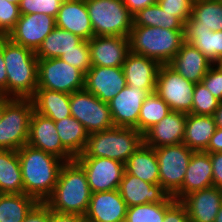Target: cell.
Masks as SVG:
<instances>
[{
  "instance_id": "cell-1",
  "label": "cell",
  "mask_w": 222,
  "mask_h": 222,
  "mask_svg": "<svg viewBox=\"0 0 222 222\" xmlns=\"http://www.w3.org/2000/svg\"><path fill=\"white\" fill-rule=\"evenodd\" d=\"M17 153L24 193L34 197L38 202H45L54 190L65 161L29 144L23 145Z\"/></svg>"
},
{
  "instance_id": "cell-2",
  "label": "cell",
  "mask_w": 222,
  "mask_h": 222,
  "mask_svg": "<svg viewBox=\"0 0 222 222\" xmlns=\"http://www.w3.org/2000/svg\"><path fill=\"white\" fill-rule=\"evenodd\" d=\"M91 194L84 169L72 160L62 165L54 190L45 203L50 210L84 217Z\"/></svg>"
},
{
  "instance_id": "cell-3",
  "label": "cell",
  "mask_w": 222,
  "mask_h": 222,
  "mask_svg": "<svg viewBox=\"0 0 222 222\" xmlns=\"http://www.w3.org/2000/svg\"><path fill=\"white\" fill-rule=\"evenodd\" d=\"M7 97L32 98L38 85V58L34 51L3 37Z\"/></svg>"
},
{
  "instance_id": "cell-4",
  "label": "cell",
  "mask_w": 222,
  "mask_h": 222,
  "mask_svg": "<svg viewBox=\"0 0 222 222\" xmlns=\"http://www.w3.org/2000/svg\"><path fill=\"white\" fill-rule=\"evenodd\" d=\"M143 143V134L132 127H119L89 134L83 152L78 157H102L123 164Z\"/></svg>"
},
{
  "instance_id": "cell-5",
  "label": "cell",
  "mask_w": 222,
  "mask_h": 222,
  "mask_svg": "<svg viewBox=\"0 0 222 222\" xmlns=\"http://www.w3.org/2000/svg\"><path fill=\"white\" fill-rule=\"evenodd\" d=\"M130 51L168 64L185 42L184 30L133 26L129 36Z\"/></svg>"
},
{
  "instance_id": "cell-6",
  "label": "cell",
  "mask_w": 222,
  "mask_h": 222,
  "mask_svg": "<svg viewBox=\"0 0 222 222\" xmlns=\"http://www.w3.org/2000/svg\"><path fill=\"white\" fill-rule=\"evenodd\" d=\"M94 36L129 37L133 15L123 0H85Z\"/></svg>"
},
{
  "instance_id": "cell-7",
  "label": "cell",
  "mask_w": 222,
  "mask_h": 222,
  "mask_svg": "<svg viewBox=\"0 0 222 222\" xmlns=\"http://www.w3.org/2000/svg\"><path fill=\"white\" fill-rule=\"evenodd\" d=\"M33 111L31 98L4 96V110L0 121V149L18 151L27 144Z\"/></svg>"
},
{
  "instance_id": "cell-8",
  "label": "cell",
  "mask_w": 222,
  "mask_h": 222,
  "mask_svg": "<svg viewBox=\"0 0 222 222\" xmlns=\"http://www.w3.org/2000/svg\"><path fill=\"white\" fill-rule=\"evenodd\" d=\"M193 152L183 143L155 148L159 184L169 196L181 188Z\"/></svg>"
},
{
  "instance_id": "cell-9",
  "label": "cell",
  "mask_w": 222,
  "mask_h": 222,
  "mask_svg": "<svg viewBox=\"0 0 222 222\" xmlns=\"http://www.w3.org/2000/svg\"><path fill=\"white\" fill-rule=\"evenodd\" d=\"M85 75L59 58L38 59L37 89L71 94L84 89Z\"/></svg>"
},
{
  "instance_id": "cell-10",
  "label": "cell",
  "mask_w": 222,
  "mask_h": 222,
  "mask_svg": "<svg viewBox=\"0 0 222 222\" xmlns=\"http://www.w3.org/2000/svg\"><path fill=\"white\" fill-rule=\"evenodd\" d=\"M71 116L91 134L114 127L109 104L85 89L70 94Z\"/></svg>"
},
{
  "instance_id": "cell-11",
  "label": "cell",
  "mask_w": 222,
  "mask_h": 222,
  "mask_svg": "<svg viewBox=\"0 0 222 222\" xmlns=\"http://www.w3.org/2000/svg\"><path fill=\"white\" fill-rule=\"evenodd\" d=\"M195 84L186 80L168 64H161L155 93L162 98L171 111L190 114Z\"/></svg>"
},
{
  "instance_id": "cell-12",
  "label": "cell",
  "mask_w": 222,
  "mask_h": 222,
  "mask_svg": "<svg viewBox=\"0 0 222 222\" xmlns=\"http://www.w3.org/2000/svg\"><path fill=\"white\" fill-rule=\"evenodd\" d=\"M74 160L84 169L91 193L118 189L125 164L102 157H76Z\"/></svg>"
},
{
  "instance_id": "cell-13",
  "label": "cell",
  "mask_w": 222,
  "mask_h": 222,
  "mask_svg": "<svg viewBox=\"0 0 222 222\" xmlns=\"http://www.w3.org/2000/svg\"><path fill=\"white\" fill-rule=\"evenodd\" d=\"M55 27L56 21L53 16L45 13L21 14L7 38L36 52L46 36Z\"/></svg>"
},
{
  "instance_id": "cell-14",
  "label": "cell",
  "mask_w": 222,
  "mask_h": 222,
  "mask_svg": "<svg viewBox=\"0 0 222 222\" xmlns=\"http://www.w3.org/2000/svg\"><path fill=\"white\" fill-rule=\"evenodd\" d=\"M27 144L54 155L65 162L75 158L62 146L55 122L35 111L32 112L29 124Z\"/></svg>"
},
{
  "instance_id": "cell-15",
  "label": "cell",
  "mask_w": 222,
  "mask_h": 222,
  "mask_svg": "<svg viewBox=\"0 0 222 222\" xmlns=\"http://www.w3.org/2000/svg\"><path fill=\"white\" fill-rule=\"evenodd\" d=\"M126 86L122 67L92 66L85 73L84 89L108 104Z\"/></svg>"
},
{
  "instance_id": "cell-16",
  "label": "cell",
  "mask_w": 222,
  "mask_h": 222,
  "mask_svg": "<svg viewBox=\"0 0 222 222\" xmlns=\"http://www.w3.org/2000/svg\"><path fill=\"white\" fill-rule=\"evenodd\" d=\"M150 95L147 90L126 86L110 102L109 109L115 126L138 130V118L143 101Z\"/></svg>"
},
{
  "instance_id": "cell-17",
  "label": "cell",
  "mask_w": 222,
  "mask_h": 222,
  "mask_svg": "<svg viewBox=\"0 0 222 222\" xmlns=\"http://www.w3.org/2000/svg\"><path fill=\"white\" fill-rule=\"evenodd\" d=\"M88 45L92 66L122 67L130 52L129 37L93 36Z\"/></svg>"
},
{
  "instance_id": "cell-18",
  "label": "cell",
  "mask_w": 222,
  "mask_h": 222,
  "mask_svg": "<svg viewBox=\"0 0 222 222\" xmlns=\"http://www.w3.org/2000/svg\"><path fill=\"white\" fill-rule=\"evenodd\" d=\"M127 205L118 189L91 194L85 222H125Z\"/></svg>"
},
{
  "instance_id": "cell-19",
  "label": "cell",
  "mask_w": 222,
  "mask_h": 222,
  "mask_svg": "<svg viewBox=\"0 0 222 222\" xmlns=\"http://www.w3.org/2000/svg\"><path fill=\"white\" fill-rule=\"evenodd\" d=\"M160 66L158 61L130 51L122 66L126 85L154 93Z\"/></svg>"
},
{
  "instance_id": "cell-20",
  "label": "cell",
  "mask_w": 222,
  "mask_h": 222,
  "mask_svg": "<svg viewBox=\"0 0 222 222\" xmlns=\"http://www.w3.org/2000/svg\"><path fill=\"white\" fill-rule=\"evenodd\" d=\"M187 114L171 111L143 134V143L152 148L182 143Z\"/></svg>"
},
{
  "instance_id": "cell-21",
  "label": "cell",
  "mask_w": 222,
  "mask_h": 222,
  "mask_svg": "<svg viewBox=\"0 0 222 222\" xmlns=\"http://www.w3.org/2000/svg\"><path fill=\"white\" fill-rule=\"evenodd\" d=\"M180 202L190 222H214L222 204V190L215 186L197 190L185 195Z\"/></svg>"
},
{
  "instance_id": "cell-22",
  "label": "cell",
  "mask_w": 222,
  "mask_h": 222,
  "mask_svg": "<svg viewBox=\"0 0 222 222\" xmlns=\"http://www.w3.org/2000/svg\"><path fill=\"white\" fill-rule=\"evenodd\" d=\"M118 191L127 207L166 202L171 197L160 184L147 183L126 172H124Z\"/></svg>"
},
{
  "instance_id": "cell-23",
  "label": "cell",
  "mask_w": 222,
  "mask_h": 222,
  "mask_svg": "<svg viewBox=\"0 0 222 222\" xmlns=\"http://www.w3.org/2000/svg\"><path fill=\"white\" fill-rule=\"evenodd\" d=\"M214 186L210 153L193 152L181 188L172 196L180 201L185 195Z\"/></svg>"
},
{
  "instance_id": "cell-24",
  "label": "cell",
  "mask_w": 222,
  "mask_h": 222,
  "mask_svg": "<svg viewBox=\"0 0 222 222\" xmlns=\"http://www.w3.org/2000/svg\"><path fill=\"white\" fill-rule=\"evenodd\" d=\"M56 27L89 41L94 36L85 0H64L55 18Z\"/></svg>"
},
{
  "instance_id": "cell-25",
  "label": "cell",
  "mask_w": 222,
  "mask_h": 222,
  "mask_svg": "<svg viewBox=\"0 0 222 222\" xmlns=\"http://www.w3.org/2000/svg\"><path fill=\"white\" fill-rule=\"evenodd\" d=\"M168 65L186 80L197 84L201 83L213 63L200 50L184 42Z\"/></svg>"
},
{
  "instance_id": "cell-26",
  "label": "cell",
  "mask_w": 222,
  "mask_h": 222,
  "mask_svg": "<svg viewBox=\"0 0 222 222\" xmlns=\"http://www.w3.org/2000/svg\"><path fill=\"white\" fill-rule=\"evenodd\" d=\"M31 99L34 111L53 121H59L71 116L70 94L68 93L36 89Z\"/></svg>"
},
{
  "instance_id": "cell-27",
  "label": "cell",
  "mask_w": 222,
  "mask_h": 222,
  "mask_svg": "<svg viewBox=\"0 0 222 222\" xmlns=\"http://www.w3.org/2000/svg\"><path fill=\"white\" fill-rule=\"evenodd\" d=\"M216 128L214 116L187 114L182 143L194 152L206 151Z\"/></svg>"
},
{
  "instance_id": "cell-28",
  "label": "cell",
  "mask_w": 222,
  "mask_h": 222,
  "mask_svg": "<svg viewBox=\"0 0 222 222\" xmlns=\"http://www.w3.org/2000/svg\"><path fill=\"white\" fill-rule=\"evenodd\" d=\"M125 172L147 183L159 184L158 161L155 149L142 143L126 161Z\"/></svg>"
},
{
  "instance_id": "cell-29",
  "label": "cell",
  "mask_w": 222,
  "mask_h": 222,
  "mask_svg": "<svg viewBox=\"0 0 222 222\" xmlns=\"http://www.w3.org/2000/svg\"><path fill=\"white\" fill-rule=\"evenodd\" d=\"M0 193H24L21 165L16 150L0 149Z\"/></svg>"
},
{
  "instance_id": "cell-30",
  "label": "cell",
  "mask_w": 222,
  "mask_h": 222,
  "mask_svg": "<svg viewBox=\"0 0 222 222\" xmlns=\"http://www.w3.org/2000/svg\"><path fill=\"white\" fill-rule=\"evenodd\" d=\"M82 41L83 39L72 32L55 27L43 40L35 54L38 59L60 58L63 54L76 50Z\"/></svg>"
},
{
  "instance_id": "cell-31",
  "label": "cell",
  "mask_w": 222,
  "mask_h": 222,
  "mask_svg": "<svg viewBox=\"0 0 222 222\" xmlns=\"http://www.w3.org/2000/svg\"><path fill=\"white\" fill-rule=\"evenodd\" d=\"M184 27H199L222 31V1L195 0L191 17Z\"/></svg>"
},
{
  "instance_id": "cell-32",
  "label": "cell",
  "mask_w": 222,
  "mask_h": 222,
  "mask_svg": "<svg viewBox=\"0 0 222 222\" xmlns=\"http://www.w3.org/2000/svg\"><path fill=\"white\" fill-rule=\"evenodd\" d=\"M62 146L74 157L83 152L89 133L72 116L54 121Z\"/></svg>"
},
{
  "instance_id": "cell-33",
  "label": "cell",
  "mask_w": 222,
  "mask_h": 222,
  "mask_svg": "<svg viewBox=\"0 0 222 222\" xmlns=\"http://www.w3.org/2000/svg\"><path fill=\"white\" fill-rule=\"evenodd\" d=\"M133 26L161 27L170 30H184L185 24L176 16L162 10L156 3L133 15Z\"/></svg>"
},
{
  "instance_id": "cell-34",
  "label": "cell",
  "mask_w": 222,
  "mask_h": 222,
  "mask_svg": "<svg viewBox=\"0 0 222 222\" xmlns=\"http://www.w3.org/2000/svg\"><path fill=\"white\" fill-rule=\"evenodd\" d=\"M38 201L25 193H0V221L23 222L27 213Z\"/></svg>"
},
{
  "instance_id": "cell-35",
  "label": "cell",
  "mask_w": 222,
  "mask_h": 222,
  "mask_svg": "<svg viewBox=\"0 0 222 222\" xmlns=\"http://www.w3.org/2000/svg\"><path fill=\"white\" fill-rule=\"evenodd\" d=\"M171 112L167 103L155 92L151 93L142 104L138 118V131L144 134Z\"/></svg>"
},
{
  "instance_id": "cell-36",
  "label": "cell",
  "mask_w": 222,
  "mask_h": 222,
  "mask_svg": "<svg viewBox=\"0 0 222 222\" xmlns=\"http://www.w3.org/2000/svg\"><path fill=\"white\" fill-rule=\"evenodd\" d=\"M175 201L176 199L171 196L166 202L127 207L125 222H163L165 211Z\"/></svg>"
},
{
  "instance_id": "cell-37",
  "label": "cell",
  "mask_w": 222,
  "mask_h": 222,
  "mask_svg": "<svg viewBox=\"0 0 222 222\" xmlns=\"http://www.w3.org/2000/svg\"><path fill=\"white\" fill-rule=\"evenodd\" d=\"M185 42L200 50L211 63L215 62V31L199 27H184Z\"/></svg>"
},
{
  "instance_id": "cell-38",
  "label": "cell",
  "mask_w": 222,
  "mask_h": 222,
  "mask_svg": "<svg viewBox=\"0 0 222 222\" xmlns=\"http://www.w3.org/2000/svg\"><path fill=\"white\" fill-rule=\"evenodd\" d=\"M220 101L202 83L195 84L190 114L213 116Z\"/></svg>"
},
{
  "instance_id": "cell-39",
  "label": "cell",
  "mask_w": 222,
  "mask_h": 222,
  "mask_svg": "<svg viewBox=\"0 0 222 222\" xmlns=\"http://www.w3.org/2000/svg\"><path fill=\"white\" fill-rule=\"evenodd\" d=\"M59 59L79 69L84 75L92 67L88 41L83 40L76 50L63 54Z\"/></svg>"
},
{
  "instance_id": "cell-40",
  "label": "cell",
  "mask_w": 222,
  "mask_h": 222,
  "mask_svg": "<svg viewBox=\"0 0 222 222\" xmlns=\"http://www.w3.org/2000/svg\"><path fill=\"white\" fill-rule=\"evenodd\" d=\"M63 1L64 0H21L19 4L20 14L45 13L56 18Z\"/></svg>"
},
{
  "instance_id": "cell-41",
  "label": "cell",
  "mask_w": 222,
  "mask_h": 222,
  "mask_svg": "<svg viewBox=\"0 0 222 222\" xmlns=\"http://www.w3.org/2000/svg\"><path fill=\"white\" fill-rule=\"evenodd\" d=\"M19 5L0 0V37H7L20 18Z\"/></svg>"
},
{
  "instance_id": "cell-42",
  "label": "cell",
  "mask_w": 222,
  "mask_h": 222,
  "mask_svg": "<svg viewBox=\"0 0 222 222\" xmlns=\"http://www.w3.org/2000/svg\"><path fill=\"white\" fill-rule=\"evenodd\" d=\"M195 0H157L162 10L178 17L184 24L191 17Z\"/></svg>"
},
{
  "instance_id": "cell-43",
  "label": "cell",
  "mask_w": 222,
  "mask_h": 222,
  "mask_svg": "<svg viewBox=\"0 0 222 222\" xmlns=\"http://www.w3.org/2000/svg\"><path fill=\"white\" fill-rule=\"evenodd\" d=\"M201 83L217 100L222 102V72L219 69L212 65Z\"/></svg>"
},
{
  "instance_id": "cell-44",
  "label": "cell",
  "mask_w": 222,
  "mask_h": 222,
  "mask_svg": "<svg viewBox=\"0 0 222 222\" xmlns=\"http://www.w3.org/2000/svg\"><path fill=\"white\" fill-rule=\"evenodd\" d=\"M163 222H190L185 206L175 201L166 211Z\"/></svg>"
},
{
  "instance_id": "cell-45",
  "label": "cell",
  "mask_w": 222,
  "mask_h": 222,
  "mask_svg": "<svg viewBox=\"0 0 222 222\" xmlns=\"http://www.w3.org/2000/svg\"><path fill=\"white\" fill-rule=\"evenodd\" d=\"M50 208L45 202H37L25 216L23 222H49Z\"/></svg>"
},
{
  "instance_id": "cell-46",
  "label": "cell",
  "mask_w": 222,
  "mask_h": 222,
  "mask_svg": "<svg viewBox=\"0 0 222 222\" xmlns=\"http://www.w3.org/2000/svg\"><path fill=\"white\" fill-rule=\"evenodd\" d=\"M214 186L222 190V152L210 153Z\"/></svg>"
},
{
  "instance_id": "cell-47",
  "label": "cell",
  "mask_w": 222,
  "mask_h": 222,
  "mask_svg": "<svg viewBox=\"0 0 222 222\" xmlns=\"http://www.w3.org/2000/svg\"><path fill=\"white\" fill-rule=\"evenodd\" d=\"M49 222H85V219L83 216L78 214L59 213L50 210Z\"/></svg>"
},
{
  "instance_id": "cell-48",
  "label": "cell",
  "mask_w": 222,
  "mask_h": 222,
  "mask_svg": "<svg viewBox=\"0 0 222 222\" xmlns=\"http://www.w3.org/2000/svg\"><path fill=\"white\" fill-rule=\"evenodd\" d=\"M0 95L7 97V71L3 58V37H0Z\"/></svg>"
},
{
  "instance_id": "cell-49",
  "label": "cell",
  "mask_w": 222,
  "mask_h": 222,
  "mask_svg": "<svg viewBox=\"0 0 222 222\" xmlns=\"http://www.w3.org/2000/svg\"><path fill=\"white\" fill-rule=\"evenodd\" d=\"M125 6L128 8L132 15L136 14L140 10L147 6H151L157 3V0H123Z\"/></svg>"
},
{
  "instance_id": "cell-50",
  "label": "cell",
  "mask_w": 222,
  "mask_h": 222,
  "mask_svg": "<svg viewBox=\"0 0 222 222\" xmlns=\"http://www.w3.org/2000/svg\"><path fill=\"white\" fill-rule=\"evenodd\" d=\"M207 153L222 152V128L217 127L208 144Z\"/></svg>"
},
{
  "instance_id": "cell-51",
  "label": "cell",
  "mask_w": 222,
  "mask_h": 222,
  "mask_svg": "<svg viewBox=\"0 0 222 222\" xmlns=\"http://www.w3.org/2000/svg\"><path fill=\"white\" fill-rule=\"evenodd\" d=\"M222 57V31H215V61Z\"/></svg>"
},
{
  "instance_id": "cell-52",
  "label": "cell",
  "mask_w": 222,
  "mask_h": 222,
  "mask_svg": "<svg viewBox=\"0 0 222 222\" xmlns=\"http://www.w3.org/2000/svg\"><path fill=\"white\" fill-rule=\"evenodd\" d=\"M213 116L216 122V127L222 128V102L219 103Z\"/></svg>"
},
{
  "instance_id": "cell-53",
  "label": "cell",
  "mask_w": 222,
  "mask_h": 222,
  "mask_svg": "<svg viewBox=\"0 0 222 222\" xmlns=\"http://www.w3.org/2000/svg\"><path fill=\"white\" fill-rule=\"evenodd\" d=\"M3 110H4V95H0V121L3 116Z\"/></svg>"
},
{
  "instance_id": "cell-54",
  "label": "cell",
  "mask_w": 222,
  "mask_h": 222,
  "mask_svg": "<svg viewBox=\"0 0 222 222\" xmlns=\"http://www.w3.org/2000/svg\"><path fill=\"white\" fill-rule=\"evenodd\" d=\"M213 65L222 72V57L218 58Z\"/></svg>"
},
{
  "instance_id": "cell-55",
  "label": "cell",
  "mask_w": 222,
  "mask_h": 222,
  "mask_svg": "<svg viewBox=\"0 0 222 222\" xmlns=\"http://www.w3.org/2000/svg\"><path fill=\"white\" fill-rule=\"evenodd\" d=\"M214 222H222V204L216 215V218L214 219Z\"/></svg>"
},
{
  "instance_id": "cell-56",
  "label": "cell",
  "mask_w": 222,
  "mask_h": 222,
  "mask_svg": "<svg viewBox=\"0 0 222 222\" xmlns=\"http://www.w3.org/2000/svg\"><path fill=\"white\" fill-rule=\"evenodd\" d=\"M7 1L19 5L21 0H7Z\"/></svg>"
}]
</instances>
